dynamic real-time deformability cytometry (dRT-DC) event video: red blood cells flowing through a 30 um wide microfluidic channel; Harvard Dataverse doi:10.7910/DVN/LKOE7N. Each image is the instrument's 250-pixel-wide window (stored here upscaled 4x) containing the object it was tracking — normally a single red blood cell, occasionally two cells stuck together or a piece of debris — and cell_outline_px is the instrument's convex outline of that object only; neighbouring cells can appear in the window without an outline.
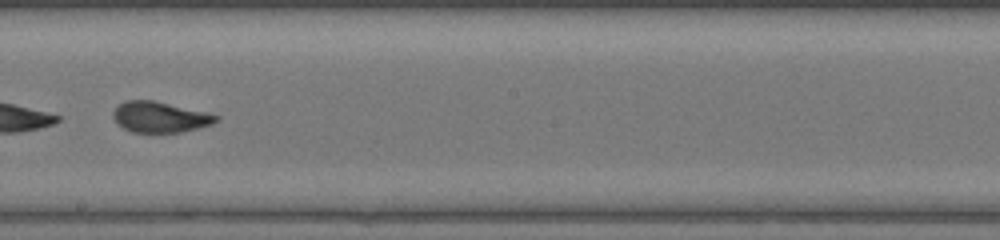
{"species": "common noctule bat (a hibernating species)", "species_latin": "Nyctalus noctula", "temperature_condition": "warm", "stored_images_in_passage": 48, "segment_of_instrument_passage": [2, 2], "camera_frame_rate_fps": 3000, "um_per_image_px": 0.085, "animal": {"sex": "female", "body_mass_g": 17.0, "forearm_length_mm": 48.0}, "frame": {"image": 1, "passage_image": 29, "time_ms": 9.333, "image_size_px": [1000, 240], "cell_outline_px": [[220, 120], [212, 124], [180, 132], [132, 132], [116, 124], [112, 116], [112, 112], [124, 100], [152, 100], [208, 112], [220, 116]], "centroid_in_image_um": [13.59, 9.94], "position_along_channel_um": 234.6, "area_um2": 18.5}}